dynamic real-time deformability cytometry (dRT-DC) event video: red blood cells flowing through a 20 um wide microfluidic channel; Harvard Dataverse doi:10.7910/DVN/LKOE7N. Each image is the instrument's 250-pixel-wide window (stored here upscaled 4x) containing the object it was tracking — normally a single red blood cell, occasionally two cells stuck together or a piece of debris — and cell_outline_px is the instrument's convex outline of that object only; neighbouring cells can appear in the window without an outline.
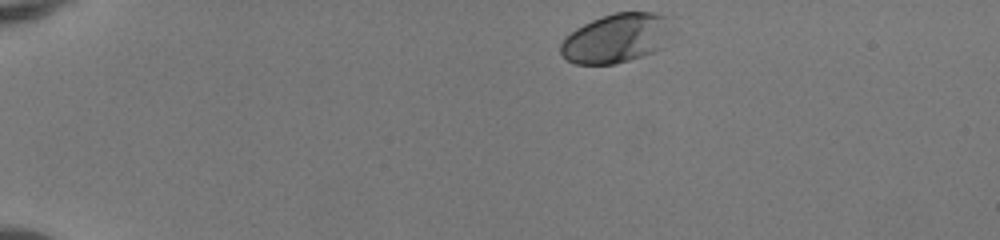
{"species": "human", "species_latin": "Homo sapiens", "temperature_condition": "room temperature", "stored_images_in_passage": 42, "camera_frame_rate_fps": 3000, "um_per_image_px": 0.085, "donor": {"sex": "female"}, "frame": {"image": 1, "passage_image": 1, "time_ms": 0.0, "image_size_px": [1000, 240], "cell_outline_px": [[672, 32], [660, 48], [652, 52], [616, 64], [576, 64], [568, 60], [560, 52], [560, 44], [564, 36], [576, 28], [592, 20], [616, 12], [656, 12], [672, 16]], "centroid_in_image_um": [52.42, 3.22], "position_along_channel_um": 32.6, "area_um2": 32.19}}
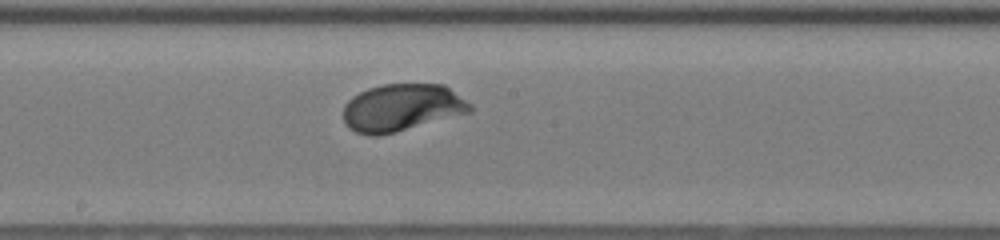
{"frame": {"image": 2, "passage_image": 21, "time_ms": 6.667, "image_size_px": [1000, 240], "cell_outline_px": [[476, 108], [472, 112], [380, 136], [368, 136], [356, 132], [348, 128], [344, 124], [344, 104], [352, 96], [368, 88], [384, 84], [444, 84], [472, 104]], "centroid_in_image_um": [34.17, 9.16], "position_along_channel_um": 214.0, "area_um2": 35.32}}
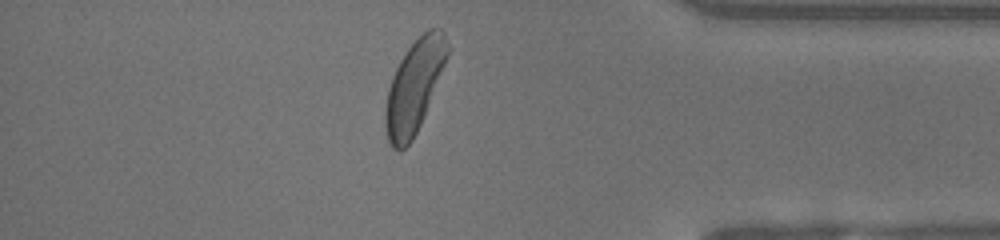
{"frame": {"image": 3, "passage_image": 36, "time_ms": 11.667, "image_size_px": [1000, 240], "cell_outline_px": [[448, 56], [424, 116], [412, 140], [400, 152], [392, 148], [388, 140], [384, 124], [384, 108], [388, 88], [392, 76], [400, 60], [408, 48], [428, 28], [440, 28], [444, 32], [448, 40]], "centroid_in_image_um": [35.19, 7.36], "position_along_channel_um": 400.0, "area_um2": 33.23}, "authors_computed_cell_mechanics": {"area_um2": 33.7552, "velocity_mm_per_s": 4.0788, "shape_relaxation_time_tau1_ms": 1.3864, "shape_relaxation_time_tau2_ms": null, "deformation_change_tau1": 0.1116, "deformation_change_tau2": null}}